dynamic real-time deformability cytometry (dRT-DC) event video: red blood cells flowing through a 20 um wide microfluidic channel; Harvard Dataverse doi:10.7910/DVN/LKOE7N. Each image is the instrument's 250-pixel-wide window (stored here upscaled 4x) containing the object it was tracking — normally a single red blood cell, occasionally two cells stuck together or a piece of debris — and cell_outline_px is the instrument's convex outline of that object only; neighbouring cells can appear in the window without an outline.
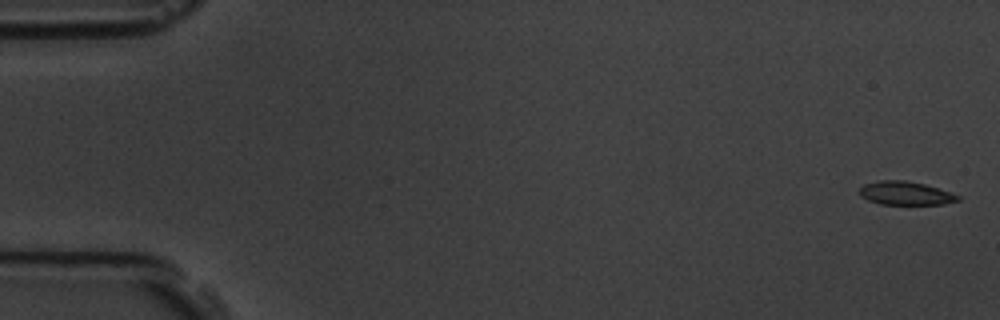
{"species": "common noctule bat (a hibernating species)", "species_latin": "Nyctalus noctula", "temperature_condition": "room temperature", "stored_images_in_passage": 5, "camera_frame_rate_fps": 3000, "um_per_image_px": 0.085, "animal": {"sex": "male", "body_mass_g": 19.5, "forearm_length_mm": 54.6}, "frame": {"image": 1, "passage_image": 1, "time_ms": 0.0, "image_size_px": [1000, 320], "cell_outline_px": [[960, 200], [944, 204], [880, 204], [868, 200], [860, 196], [860, 188], [864, 184], [876, 180], [904, 180], [924, 184], [960, 196]], "centroid_in_image_um": [76.93, 16.42], "position_along_channel_um": 8.1, "area_um2": 13.35}}
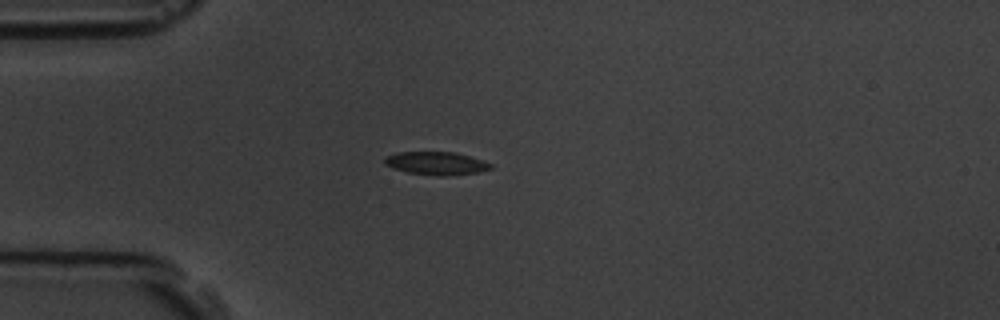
{"frame": {"image": 2, "passage_image": 5, "time_ms": 4.667, "image_size_px": [1000, 320], "cell_outline_px": [[492, 168], [476, 172], [444, 176], [440, 176], [408, 172], [392, 168], [384, 164], [384, 160], [388, 156], [396, 152], [456, 152], [484, 160], [492, 164]], "centroid_in_image_um": [37.08, 13.87], "position_along_channel_um": 47.9, "area_um2": 14.16}}